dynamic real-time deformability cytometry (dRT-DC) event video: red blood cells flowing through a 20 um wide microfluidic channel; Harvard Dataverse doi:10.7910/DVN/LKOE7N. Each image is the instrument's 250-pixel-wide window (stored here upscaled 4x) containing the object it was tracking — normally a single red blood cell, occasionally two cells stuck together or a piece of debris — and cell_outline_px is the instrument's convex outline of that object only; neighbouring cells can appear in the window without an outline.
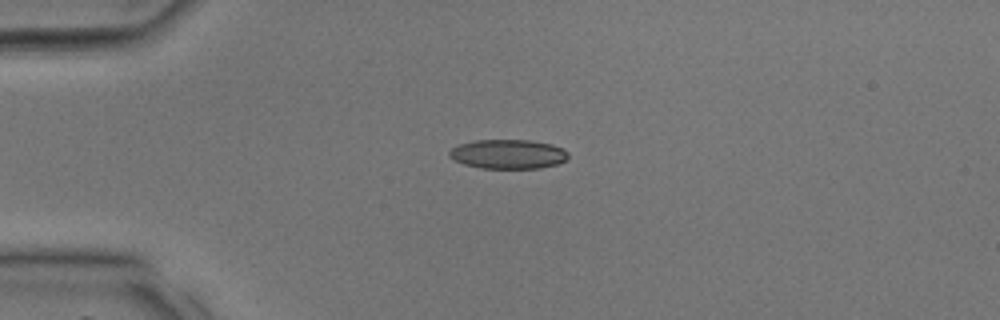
{"species": "common noctule bat (a hibernating species)", "species_latin": "Nyctalus noctula", "temperature_condition": "room temperature", "stored_images_in_passage": 29, "camera_frame_rate_fps": 3000, "um_per_image_px": 0.085, "animal": {"sex": "male", "body_mass_g": 17.9, "forearm_length_mm": 54.2}, "frame": {"image": 1, "passage_image": 1, "time_ms": 0.0, "image_size_px": [1000, 320], "cell_outline_px": [[568, 156], [564, 160], [556, 164], [540, 168], [480, 168], [464, 164], [448, 156], [448, 152], [452, 148], [460, 144], [476, 140], [528, 140], [552, 144], [564, 148], [568, 152]], "centroid_in_image_um": [43.19, 13.09], "position_along_channel_um": 41.8, "area_um2": 20.23}}
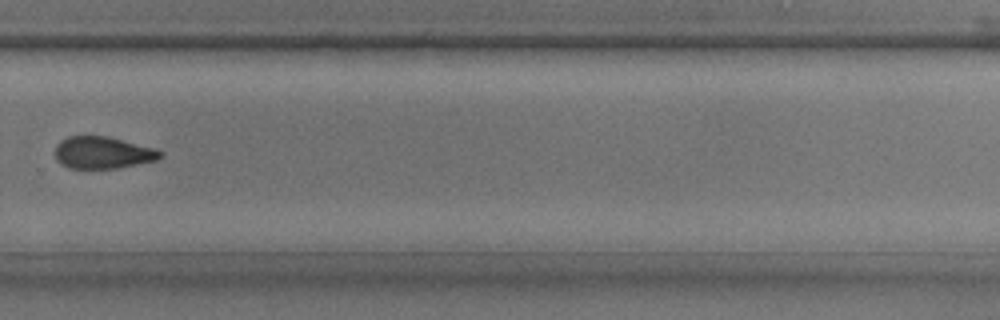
{"frame": {"image": 2, "passage_image": 18, "time_ms": 5.667, "image_size_px": [1000, 320], "cell_outline_px": [[164, 152], [156, 160], [116, 168], [68, 168], [60, 164], [56, 160], [56, 144], [60, 140], [68, 136], [108, 136], [156, 148]], "centroid_in_image_um": [8.72, 12.96], "position_along_channel_um": 321.1, "area_um2": 19.65}}
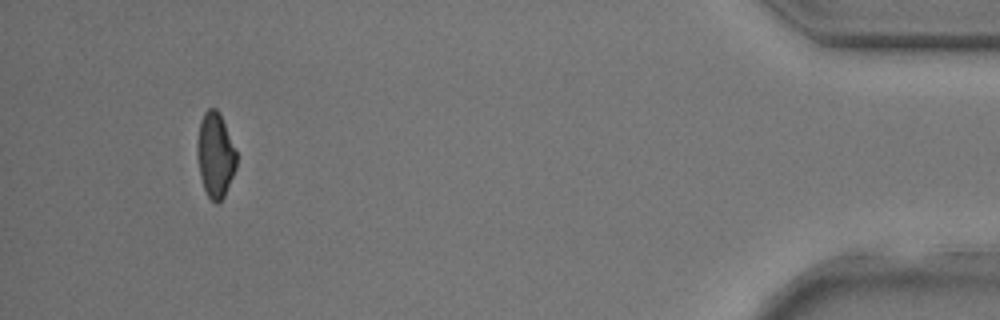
{"frame": {"image": 3, "passage_image": 27, "time_ms": 8.667, "image_size_px": [1000, 320], "cell_outline_px": [[236, 168], [224, 196], [216, 204], [208, 196], [204, 188], [200, 176], [196, 152], [196, 144], [200, 120], [204, 112], [208, 108], [216, 108], [224, 124], [236, 152]], "centroid_in_image_um": [18.27, 13.18], "position_along_channel_um": 416.9, "area_um2": 19.19}}